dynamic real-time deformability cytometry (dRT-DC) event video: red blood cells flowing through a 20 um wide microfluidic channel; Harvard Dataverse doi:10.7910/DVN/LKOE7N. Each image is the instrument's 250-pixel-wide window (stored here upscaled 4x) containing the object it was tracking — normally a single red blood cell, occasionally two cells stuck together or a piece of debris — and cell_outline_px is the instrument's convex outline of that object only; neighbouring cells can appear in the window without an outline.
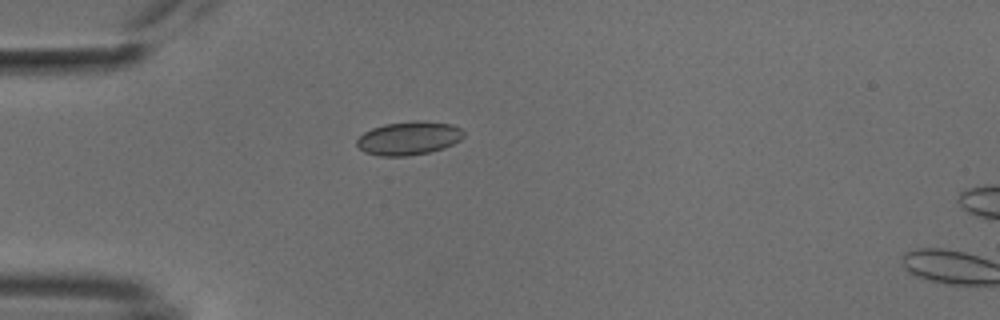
{"species": "common noctule bat (a hibernating species)", "species_latin": "Nyctalus noctula", "temperature_condition": "cold", "stored_images_in_passage": 3, "camera_frame_rate_fps": 3000, "um_per_image_px": 0.085, "animal": {"sex": "male", "body_mass_g": 18.8}, "frame": {"image": 1, "passage_image": 1, "time_ms": 0.0, "image_size_px": [1000, 320], "cell_outline_px": [[464, 136], [460, 140], [444, 148], [428, 152], [408, 156], [380, 156], [364, 152], [356, 144], [356, 140], [364, 132], [372, 128], [384, 124], [416, 120], [452, 124], [460, 128], [464, 132]], "centroid_in_image_um": [34.74, 11.74], "position_along_channel_um": 50.3, "area_um2": 20.87}}